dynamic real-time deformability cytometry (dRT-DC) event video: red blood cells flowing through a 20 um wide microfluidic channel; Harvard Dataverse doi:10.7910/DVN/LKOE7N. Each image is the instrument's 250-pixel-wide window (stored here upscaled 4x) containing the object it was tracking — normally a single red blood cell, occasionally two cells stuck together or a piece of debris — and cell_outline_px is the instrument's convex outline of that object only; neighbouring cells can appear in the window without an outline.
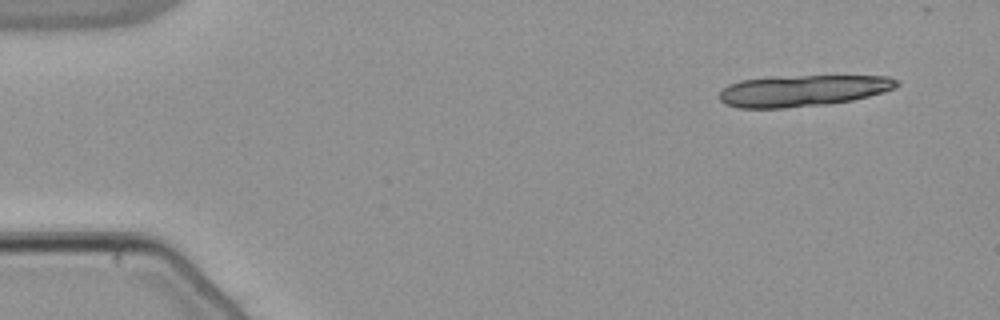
{"species": "common noctule bat (a hibernating species)", "species_latin": "Nyctalus noctula", "temperature_condition": "warm", "stored_images_in_passage": 18, "camera_frame_rate_fps": 3000, "um_per_image_px": 0.085, "animal": {"sex": "male", "body_mass_g": 21.5, "forearm_length_mm": 52.0}, "frame": {"image": 1, "passage_image": 1, "time_ms": 0.0, "image_size_px": [1000, 320], "cell_outline_px": [[900, 84], [896, 88], [884, 92], [852, 100], [828, 104], [784, 108], [740, 108], [724, 104], [720, 100], [720, 92], [728, 84], [740, 80], [800, 76], [888, 76], [900, 80]], "centroid_in_image_um": [68.27, 7.71], "position_along_channel_um": 16.7, "area_um2": 32.31}}
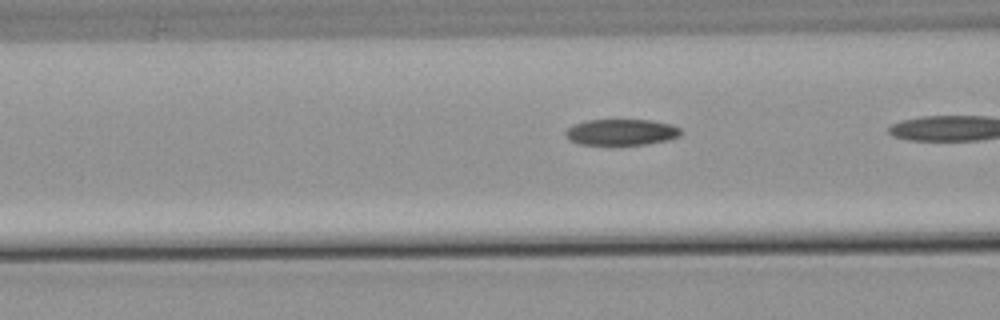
{"frame": {"image": 2, "passage_image": 16, "time_ms": 5.0, "image_size_px": [1000, 320], "cell_outline_px": [[684, 132], [680, 136], [668, 140], [648, 144], [612, 148], [580, 144], [568, 140], [564, 136], [564, 132], [572, 124], [588, 120], [652, 120], [672, 124], [680, 128]], "centroid_in_image_um": [52.79, 11.28], "position_along_channel_um": 113.8, "area_um2": 18.73}}